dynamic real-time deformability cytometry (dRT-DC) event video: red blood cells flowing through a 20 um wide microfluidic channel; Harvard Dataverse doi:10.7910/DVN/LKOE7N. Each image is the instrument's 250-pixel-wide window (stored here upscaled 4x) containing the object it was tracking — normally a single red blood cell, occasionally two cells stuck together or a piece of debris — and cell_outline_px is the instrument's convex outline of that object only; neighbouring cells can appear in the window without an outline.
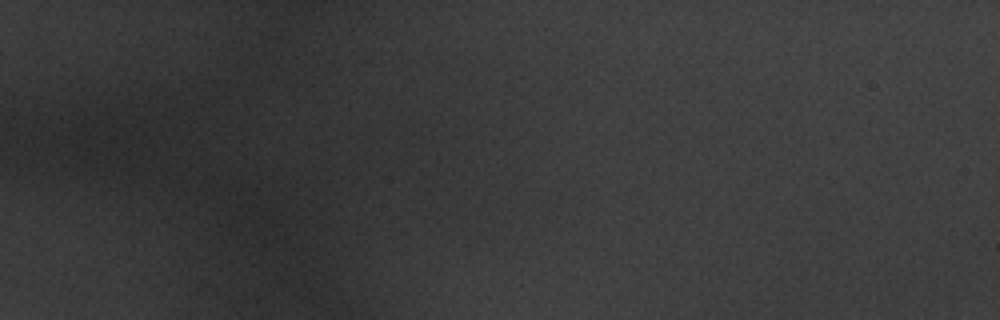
{"species": "common noctule bat (a hibernating species)", "species_latin": "Nyctalus noctula", "temperature_condition": "warm", "stored_images_in_passage": 2, "camera_frame_rate_fps": 3000, "um_per_image_px": 0.085, "animal": {"sex": "male", "body_mass_g": 20.1, "forearm_length_mm": 53.5}, "frame": {"image": 1, "passage_image": 1, "time_ms": 0.0, "image_size_px": [1000, 320], "cell_outline_px": [[280, 236], [256, 252], [224, 228], [208, 208], [204, 184], [204, 176], [208, 172], [240, 184], [276, 208], [280, 220]], "centroid_in_image_um": [20.57, 18.02], "position_along_channel_um": 64.4, "area_um2": 25.32}}